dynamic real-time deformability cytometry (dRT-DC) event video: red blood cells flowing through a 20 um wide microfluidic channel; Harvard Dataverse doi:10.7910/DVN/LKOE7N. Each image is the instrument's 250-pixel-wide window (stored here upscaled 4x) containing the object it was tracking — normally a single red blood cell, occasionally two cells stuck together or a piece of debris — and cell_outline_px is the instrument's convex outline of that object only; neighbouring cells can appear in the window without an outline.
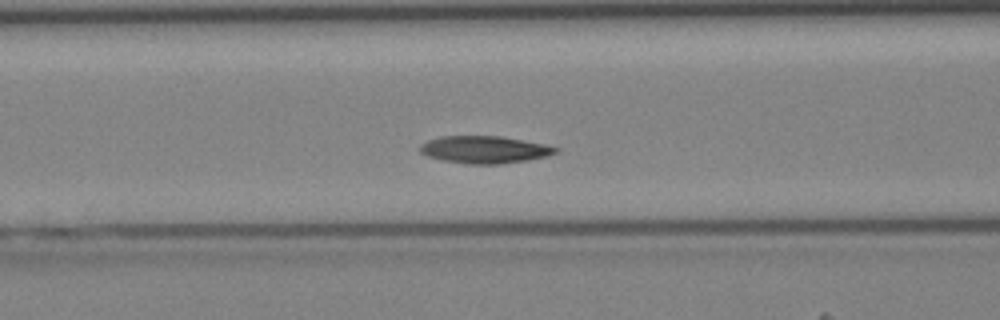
{"species": "Egyptian fruit bat (a non-hibernating species)", "species_latin": "Rousettus aegyptiacus", "temperature_condition": "cold", "stored_images_in_passage": 41, "camera_frame_rate_fps": 3000, "um_per_image_px": 0.085, "animal": {"sex": "female"}, "frame": {"image": 1, "passage_image": 16, "time_ms": 5.0, "image_size_px": [1000, 320], "cell_outline_px": [[560, 148], [556, 152], [548, 156], [500, 164], [468, 164], [444, 160], [428, 156], [420, 152], [420, 144], [428, 140], [440, 136], [500, 136], [544, 144]], "centroid_in_image_um": [41.17, 12.71], "position_along_channel_um": 125.4, "area_um2": 21.39}}
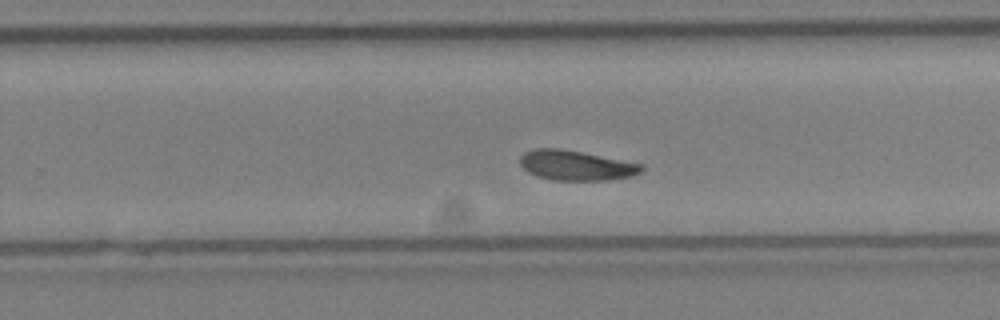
{"frame": {"image": 2, "passage_image": 26, "time_ms": 8.333, "image_size_px": [1000, 320], "cell_outline_px": [[644, 168], [640, 172], [632, 176], [608, 180], [552, 180], [536, 176], [528, 172], [520, 164], [520, 156], [524, 152], [536, 148], [560, 148], [644, 164]], "centroid_in_image_um": [48.95, 14.06], "position_along_channel_um": 280.8, "area_um2": 21.21}}
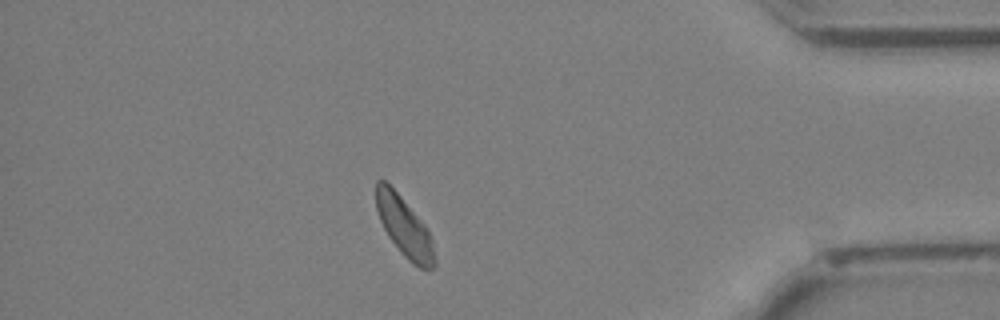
{"frame": {"image": 3, "passage_image": 36, "time_ms": 11.667, "image_size_px": [1000, 320], "cell_outline_px": [[436, 264], [432, 268], [420, 268], [412, 264], [400, 252], [388, 236], [380, 220], [376, 208], [376, 180], [384, 180], [400, 196], [424, 224], [432, 240], [436, 260]], "centroid_in_image_um": [34.37, 19.31], "position_along_channel_um": 400.8, "area_um2": 20.0}}